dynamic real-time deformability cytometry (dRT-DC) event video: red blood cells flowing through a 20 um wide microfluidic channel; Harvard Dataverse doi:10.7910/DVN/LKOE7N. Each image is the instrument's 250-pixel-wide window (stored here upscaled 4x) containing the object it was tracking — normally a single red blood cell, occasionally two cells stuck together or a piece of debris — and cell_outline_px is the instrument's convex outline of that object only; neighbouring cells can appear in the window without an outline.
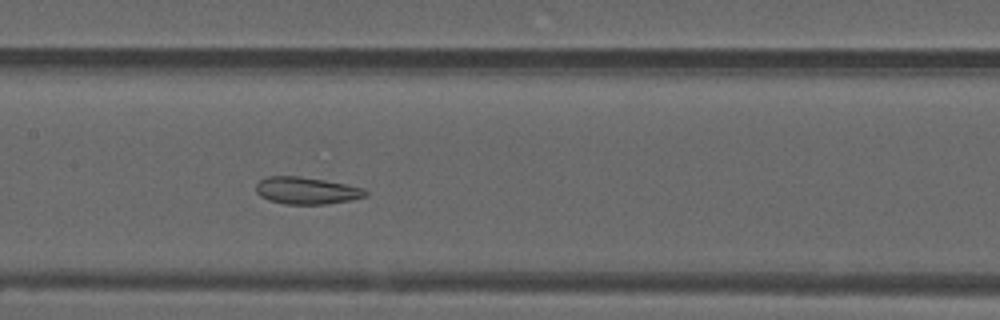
{"species": "common noctule bat (a hibernating species)", "species_latin": "Nyctalus noctula", "temperature_condition": "warm", "stored_images_in_passage": 36, "camera_frame_rate_fps": 3000, "um_per_image_px": 0.085, "animal": {"sex": "male", "forearm_length_mm": 52.5}, "frame": {"image": 1, "passage_image": 11, "time_ms": 3.333, "image_size_px": [1000, 320], "cell_outline_px": [[368, 192], [364, 196], [352, 200], [328, 204], [284, 204], [268, 200], [260, 196], [256, 192], [256, 184], [260, 180], [268, 176], [300, 176], [324, 180], [364, 188]], "centroid_in_image_um": [26.03, 16.2], "position_along_channel_um": 181.4, "area_um2": 17.28}}
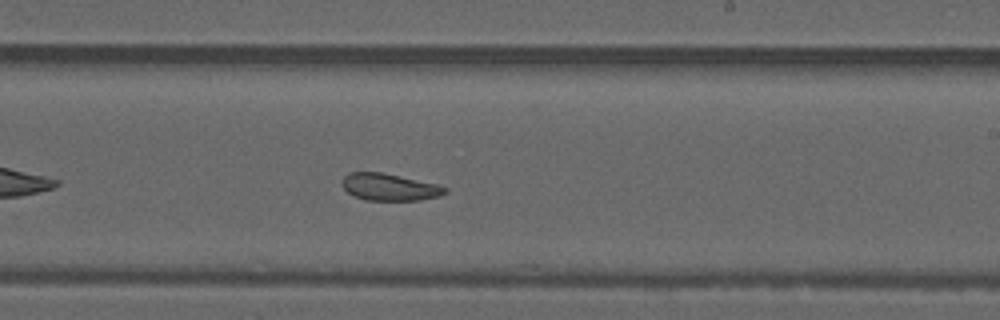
{"frame": {"image": 2, "passage_image": 17, "time_ms": 5.333, "image_size_px": [1000, 320], "cell_outline_px": [[448, 192], [440, 196], [420, 200], [368, 200], [356, 196], [348, 192], [340, 184], [340, 180], [348, 172], [380, 172], [440, 184], [448, 188]], "centroid_in_image_um": [33.13, 15.89], "position_along_channel_um": 255.9, "area_um2": 16.36}}
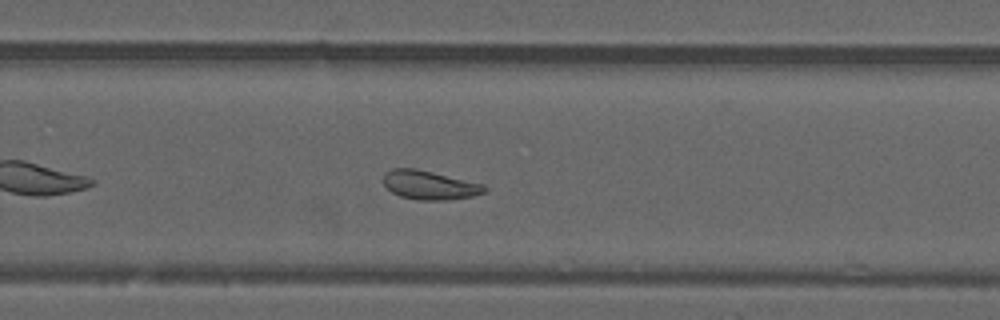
{"frame": {"image": 3, "passage_image": 20, "time_ms": 6.333, "image_size_px": [1000, 320], "cell_outline_px": [[488, 188], [484, 192], [472, 196], [448, 200], [416, 200], [400, 196], [392, 192], [384, 184], [384, 172], [392, 168], [416, 168], [484, 184]], "centroid_in_image_um": [36.5, 15.73], "position_along_channel_um": 293.3, "area_um2": 17.05}}